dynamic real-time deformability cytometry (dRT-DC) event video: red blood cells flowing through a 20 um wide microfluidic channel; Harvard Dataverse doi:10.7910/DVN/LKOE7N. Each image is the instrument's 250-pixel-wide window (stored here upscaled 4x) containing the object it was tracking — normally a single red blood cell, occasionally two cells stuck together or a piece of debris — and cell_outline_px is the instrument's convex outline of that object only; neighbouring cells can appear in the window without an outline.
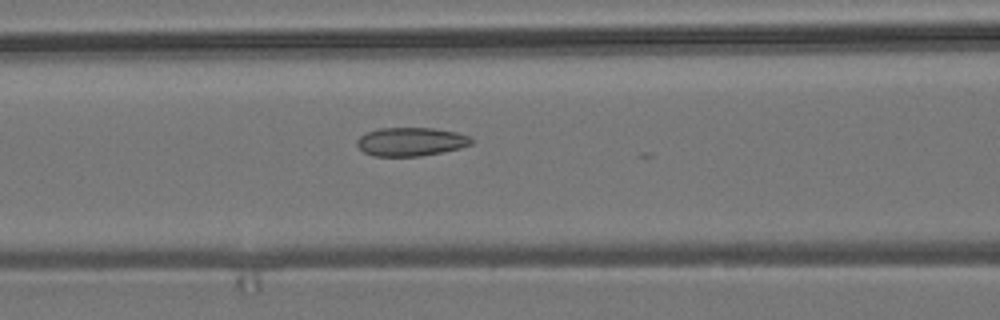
{"species": "common noctule bat (a hibernating species)", "species_latin": "Nyctalus noctula", "temperature_condition": "room temperature", "stored_images_in_passage": 24, "camera_frame_rate_fps": 3000, "um_per_image_px": 0.085, "animal": {"sex": "male", "body_mass_g": 19.2, "forearm_length_mm": 51.8}, "frame": {"image": 1, "passage_image": 23, "time_ms": 7.333, "image_size_px": [1000, 320], "cell_outline_px": [[476, 140], [472, 144], [460, 148], [420, 156], [372, 156], [364, 152], [356, 144], [356, 140], [360, 136], [368, 132], [380, 128], [432, 128], [456, 132], [472, 136]], "centroid_in_image_um": [34.96, 12.04], "position_along_channel_um": 131.6, "area_um2": 19.13}}